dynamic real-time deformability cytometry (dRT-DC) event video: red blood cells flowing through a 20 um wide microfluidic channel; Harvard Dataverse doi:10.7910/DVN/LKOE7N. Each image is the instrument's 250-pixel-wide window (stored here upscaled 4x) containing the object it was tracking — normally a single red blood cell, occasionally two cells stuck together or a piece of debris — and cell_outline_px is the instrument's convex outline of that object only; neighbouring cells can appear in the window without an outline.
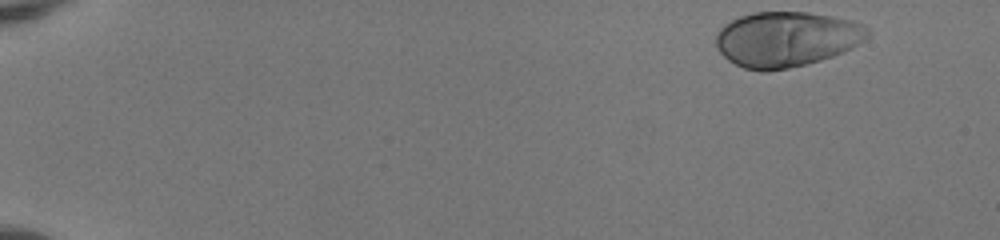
{"species": "human", "species_latin": "Homo sapiens", "temperature_condition": "room temperature", "stored_images_in_passage": 48, "camera_frame_rate_fps": 3000, "um_per_image_px": 0.085, "donor": {"sex": "female"}, "frame": {"image": 1, "passage_image": 1, "time_ms": 0.0, "image_size_px": [1000, 240], "cell_outline_px": [[872, 32], [864, 40], [852, 48], [844, 52], [820, 60], [788, 68], [768, 72], [760, 72], [744, 68], [728, 60], [716, 48], [716, 32], [724, 24], [740, 16], [752, 12], [808, 12], [832, 16], [852, 20], [864, 24]], "centroid_in_image_um": [66.85, 3.32], "position_along_channel_um": 18.1, "area_um2": 49.19}}
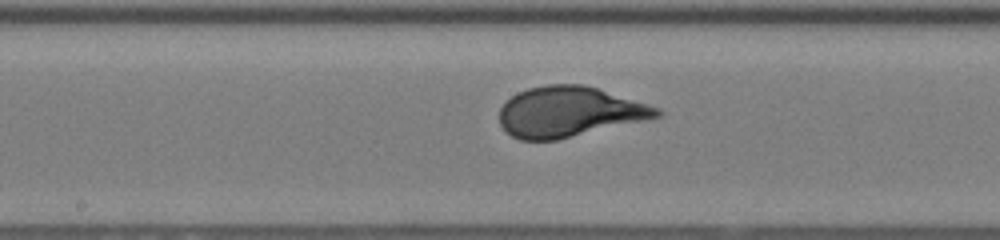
{"frame": {"image": 2, "passage_image": 26, "time_ms": 8.333, "image_size_px": [1000, 240], "cell_outline_px": [[664, 116], [556, 140], [520, 140], [504, 132], [500, 124], [500, 108], [516, 92], [528, 88], [548, 84], [584, 84], [648, 104], [660, 108], [664, 112]], "centroid_in_image_um": [48.39, 9.51], "position_along_channel_um": 199.8, "area_um2": 46.24}}
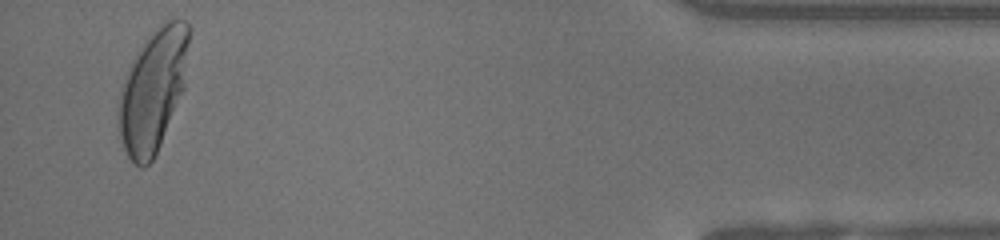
{"frame": {"image": 3, "passage_image": 47, "time_ms": 15.333, "image_size_px": [1000, 240], "cell_outline_px": [[188, 44], [184, 88], [160, 144], [152, 160], [144, 168], [140, 168], [128, 156], [124, 148], [120, 136], [120, 92], [128, 68], [132, 60], [148, 36], [168, 16], [184, 20], [188, 24]], "centroid_in_image_um": [13.02, 7.63], "position_along_channel_um": 422.2, "area_um2": 49.19}, "authors_computed_cell_mechanics": {"area_um2": 45.8932, "velocity_mm_per_s": 4.0201, "shape_relaxation_time_tau1_ms": 3.5488, "shape_relaxation_time_tau2_ms": null, "deformation_change_tau1": 0.2173, "deformation_change_tau2": null}}